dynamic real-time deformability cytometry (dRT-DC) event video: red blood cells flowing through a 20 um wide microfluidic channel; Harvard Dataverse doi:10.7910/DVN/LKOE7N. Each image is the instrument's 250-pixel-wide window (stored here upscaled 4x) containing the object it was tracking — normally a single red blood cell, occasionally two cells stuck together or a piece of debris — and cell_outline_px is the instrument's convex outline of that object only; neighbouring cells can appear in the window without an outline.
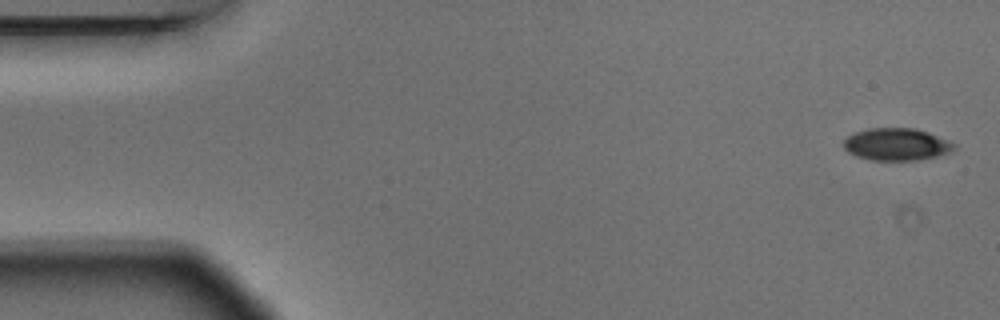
{"species": "Egyptian fruit bat (a non-hibernating species)", "species_latin": "Rousettus aegyptiacus", "temperature_condition": "warm", "stored_images_in_passage": 9, "camera_frame_rate_fps": 3000, "um_per_image_px": 0.085, "animal": {"sex": "male"}, "frame": {"image": 1, "passage_image": 1, "time_ms": 0.0, "image_size_px": [1000, 320], "cell_outline_px": [[956, 148], [952, 152], [920, 160], [872, 160], [856, 156], [848, 152], [844, 148], [844, 140], [848, 136], [856, 132], [868, 128], [916, 128], [928, 132], [948, 140], [956, 144]], "centroid_in_image_um": [76.23, 12.27], "position_along_channel_um": 8.8, "area_um2": 20.87}}
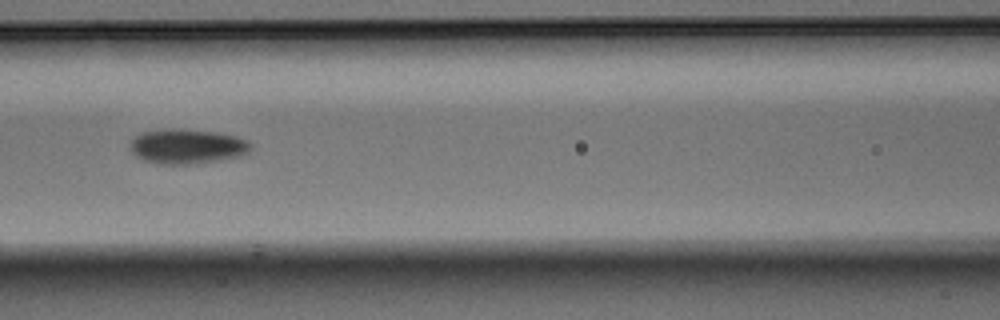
{"frame": {"image": 2, "passage_image": 7, "time_ms": 2.0, "image_size_px": [1000, 320], "cell_outline_px": [[252, 148], [248, 152], [240, 156], [216, 160], [188, 164], [156, 164], [144, 160], [136, 156], [132, 152], [132, 140], [140, 132], [164, 128], [184, 128], [220, 132], [236, 136], [248, 140], [252, 144]], "centroid_in_image_um": [15.92, 12.41], "position_along_channel_um": 150.7, "area_um2": 24.68}}
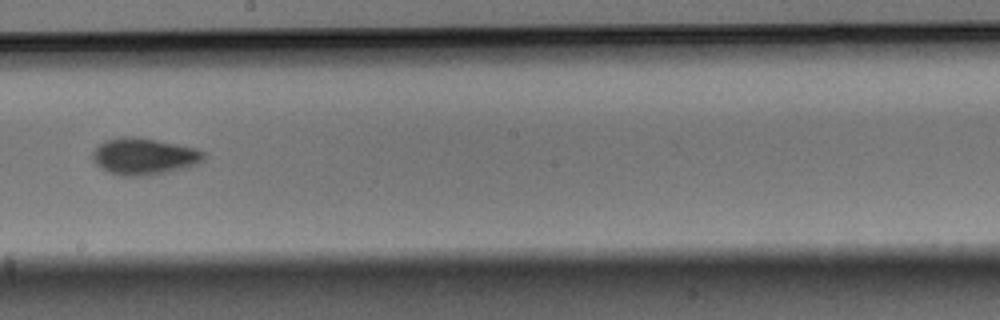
{"frame": {"image": 3, "passage_image": 9, "time_ms": 2.667, "image_size_px": [1000, 320], "cell_outline_px": [[208, 156], [204, 160], [196, 164], [184, 168], [152, 176], [120, 176], [108, 172], [96, 164], [92, 160], [92, 152], [100, 144], [108, 140], [124, 136], [136, 136], [196, 148], [204, 152]], "centroid_in_image_um": [12.26, 13.31], "position_along_channel_um": 235.9, "area_um2": 23.93}}